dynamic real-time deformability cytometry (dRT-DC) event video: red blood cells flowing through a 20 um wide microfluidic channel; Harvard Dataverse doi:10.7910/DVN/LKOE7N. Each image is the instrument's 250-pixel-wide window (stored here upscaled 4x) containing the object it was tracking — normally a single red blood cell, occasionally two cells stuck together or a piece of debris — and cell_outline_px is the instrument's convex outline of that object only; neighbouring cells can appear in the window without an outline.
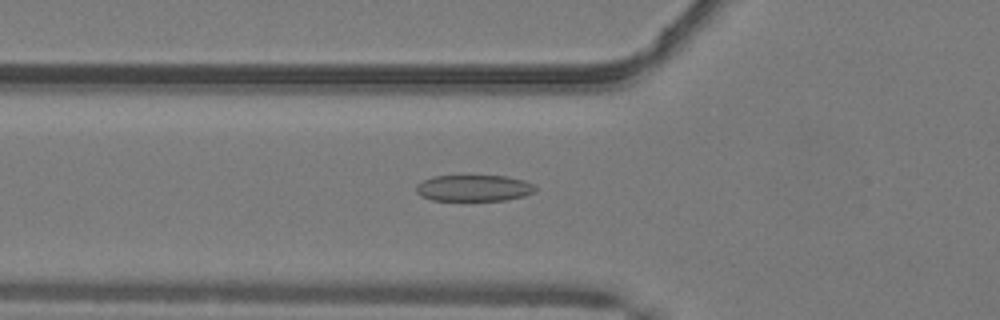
{"species": "common noctule bat (a hibernating species)", "species_latin": "Nyctalus noctula", "temperature_condition": "warm", "stored_images_in_passage": 51, "camera_frame_rate_fps": 3000, "um_per_image_px": 0.085, "animal": {"sex": "male", "body_mass_g": 19.2, "forearm_length_mm": 51.8}, "frame": {"image": 1, "passage_image": 19, "time_ms": 6.0, "image_size_px": [1000, 320], "cell_outline_px": [[536, 192], [524, 196], [504, 200], [432, 200], [420, 196], [416, 192], [416, 184], [432, 176], [508, 176], [524, 180], [532, 184], [536, 188]], "centroid_in_image_um": [40.27, 15.98], "position_along_channel_um": 85.5, "area_um2": 18.32}}
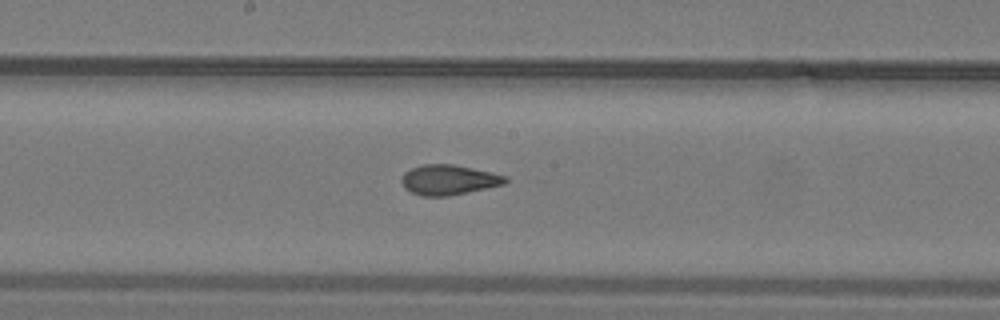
{"frame": {"image": 2, "passage_image": 28, "time_ms": 9.0, "image_size_px": [1000, 320], "cell_outline_px": [[508, 180], [504, 184], [448, 196], [424, 196], [412, 192], [404, 188], [400, 180], [404, 172], [412, 168], [424, 164], [452, 164], [492, 172], [508, 176]], "centroid_in_image_um": [38.13, 15.28], "position_along_channel_um": 210.1, "area_um2": 18.09}}
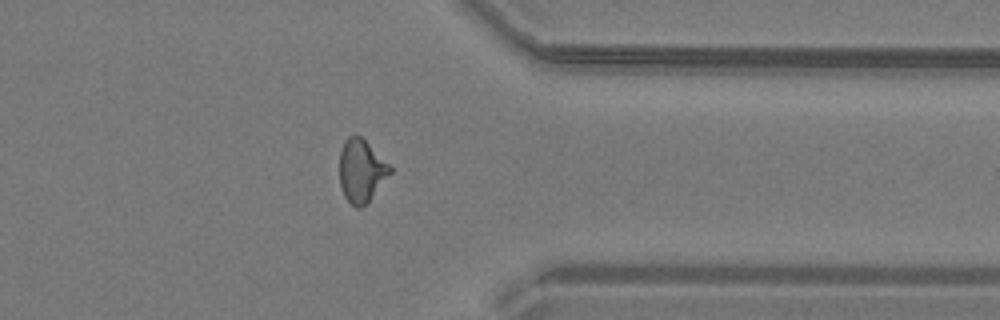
{"frame": {"image": 3, "passage_image": 41, "time_ms": 13.333, "image_size_px": [1000, 320], "cell_outline_px": [[392, 172], [368, 204], [360, 208], [356, 208], [344, 196], [340, 184], [340, 152], [344, 140], [348, 136], [356, 132], [392, 168]], "centroid_in_image_um": [30.71, 14.53], "position_along_channel_um": 380.7, "area_um2": 18.55}, "authors_computed_cell_mechanics": {"area_um2": 18.5538, "velocity_mm_per_s": 4.1153, "shape_relaxation_time_tau1_ms": 8.4573, "shape_relaxation_time_tau2_ms": 1.191, "deformation_change_tau1": 0.237, "deformation_change_tau2": 0.0846}}